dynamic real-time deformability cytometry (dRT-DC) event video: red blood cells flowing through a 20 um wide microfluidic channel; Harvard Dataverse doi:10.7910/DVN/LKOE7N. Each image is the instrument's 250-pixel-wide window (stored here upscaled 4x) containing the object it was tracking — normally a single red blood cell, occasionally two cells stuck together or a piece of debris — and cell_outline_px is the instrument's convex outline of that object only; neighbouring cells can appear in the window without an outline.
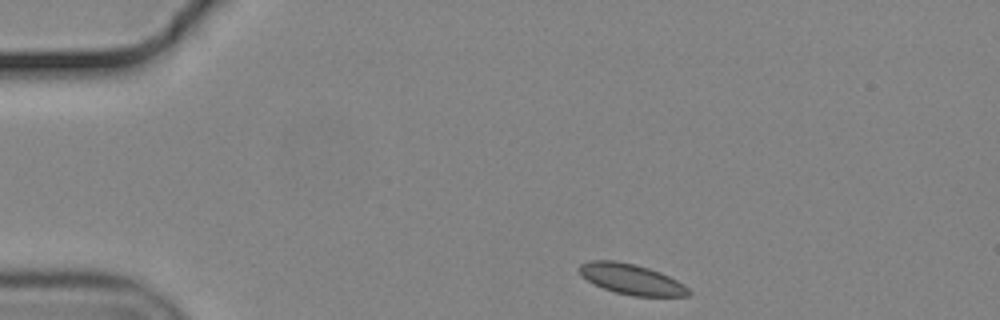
{"species": "common noctule bat (a hibernating species)", "species_latin": "Nyctalus noctula", "temperature_condition": "cold", "stored_images_in_passage": 40, "camera_frame_rate_fps": 3000, "um_per_image_px": 0.085, "animal": {"sex": "male", "body_mass_g": 19.2, "forearm_length_mm": 51.8}, "frame": {"image": 1, "passage_image": 1, "time_ms": 0.0, "image_size_px": [1000, 320], "cell_outline_px": [[692, 292], [688, 296], [632, 296], [616, 292], [604, 288], [580, 276], [576, 268], [580, 264], [588, 260], [616, 260], [636, 264], [660, 272], [684, 284]], "centroid_in_image_um": [53.64, 23.71], "position_along_channel_um": 31.4, "area_um2": 19.54}}
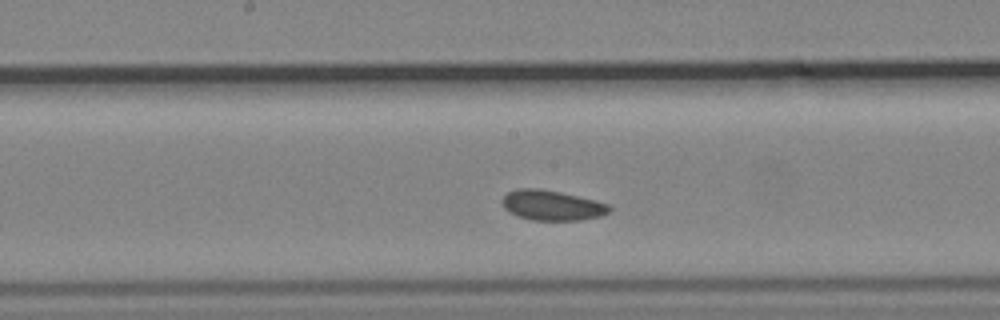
{"frame": {"image": 2, "passage_image": 20, "time_ms": 6.333, "image_size_px": [1000, 320], "cell_outline_px": [[612, 208], [608, 212], [600, 216], [580, 220], [532, 220], [516, 216], [508, 212], [504, 208], [500, 200], [508, 192], [516, 188], [540, 188], [560, 192], [608, 204]], "centroid_in_image_um": [46.84, 17.45], "position_along_channel_um": 201.4, "area_um2": 18.79}}
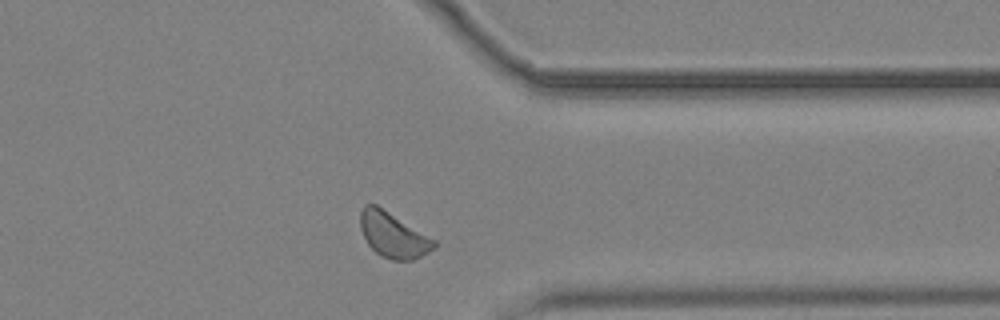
{"frame": {"image": 3, "passage_image": 35, "time_ms": 11.333, "image_size_px": [1000, 320], "cell_outline_px": [[436, 244], [428, 252], [412, 260], [392, 260], [380, 256], [368, 244], [360, 228], [360, 212], [364, 204], [376, 204], [436, 240]], "centroid_in_image_um": [33.39, 19.96], "position_along_channel_um": 378.0, "area_um2": 19.25}, "authors_computed_cell_mechanics": {"area_um2": 18.9295, "velocity_mm_per_s": 3.6307, "shape_relaxation_time_tau1_ms": null, "shape_relaxation_time_tau2_ms": 4.9449, "deformation_change_tau1": null, "deformation_change_tau2": 0.0699}}